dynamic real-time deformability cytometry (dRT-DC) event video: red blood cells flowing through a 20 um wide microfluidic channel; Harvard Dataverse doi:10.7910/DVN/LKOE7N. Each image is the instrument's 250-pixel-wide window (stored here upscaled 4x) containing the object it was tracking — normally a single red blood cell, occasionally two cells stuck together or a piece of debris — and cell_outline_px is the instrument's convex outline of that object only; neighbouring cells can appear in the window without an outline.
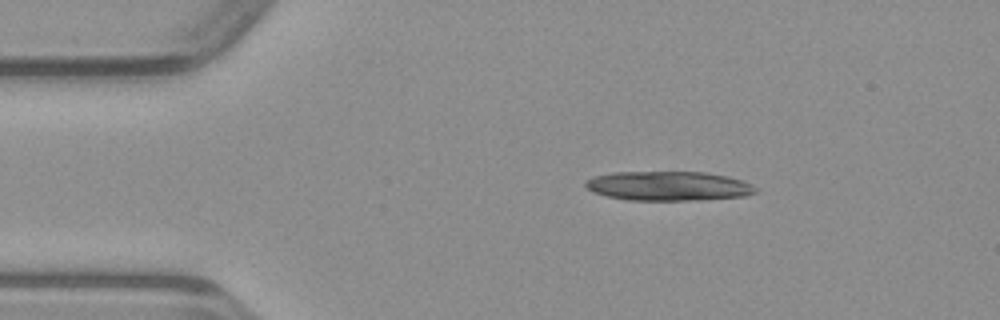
{"species": "common noctule bat (a hibernating species)", "species_latin": "Nyctalus noctula", "temperature_condition": "warm", "stored_images_in_passage": 15, "camera_frame_rate_fps": 3000, "um_per_image_px": 0.085, "animal": {"sex": "male", "body_mass_g": 23.1, "forearm_length_mm": 52.7}, "frame": {"image": 1, "passage_image": 7, "time_ms": 2.0, "image_size_px": [1000, 320], "cell_outline_px": [[756, 192], [744, 196], [700, 200], [624, 200], [604, 196], [592, 192], [584, 184], [584, 180], [592, 176], [616, 172], [704, 172], [728, 176], [752, 184], [756, 188]], "centroid_in_image_um": [56.76, 15.81], "position_along_channel_um": 28.2, "area_um2": 29.3}}